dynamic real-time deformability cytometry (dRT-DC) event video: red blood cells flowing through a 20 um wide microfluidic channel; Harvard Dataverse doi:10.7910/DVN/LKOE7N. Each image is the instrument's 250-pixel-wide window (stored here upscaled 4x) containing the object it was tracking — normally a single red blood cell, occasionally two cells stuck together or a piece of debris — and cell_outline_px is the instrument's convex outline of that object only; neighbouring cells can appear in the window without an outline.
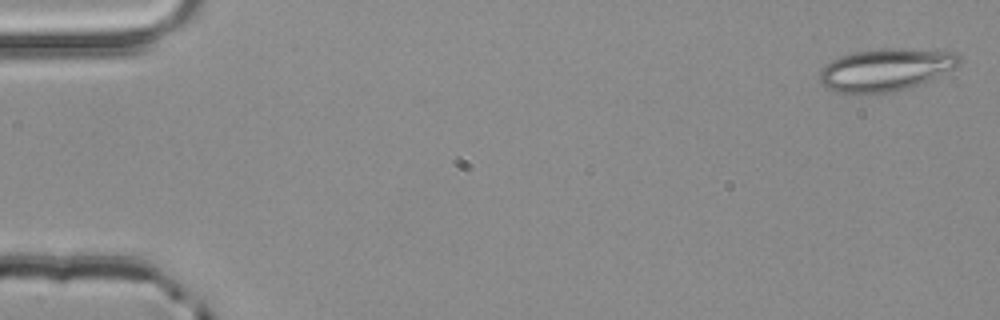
{"species": "common noctule bat (a hibernating species)", "species_latin": "Nyctalus noctula", "temperature_condition": "room temperature", "stored_images_in_passage": 3, "camera_frame_rate_fps": 3000, "um_per_image_px": 0.085, "animal": {"sex": "male", "body_mass_g": 20.4}, "frame": {"image": 1, "passage_image": 1, "time_ms": 0.0, "image_size_px": [1000, 320], "cell_outline_px": [[964, 60], [956, 68], [928, 80], [908, 88], [892, 92], [840, 92], [824, 88], [820, 80], [820, 68], [824, 64], [840, 56], [856, 52], [880, 48], [896, 48], [952, 52], [960, 56]], "centroid_in_image_um": [75.28, 5.91], "position_along_channel_um": 9.7, "area_um2": 34.28}}